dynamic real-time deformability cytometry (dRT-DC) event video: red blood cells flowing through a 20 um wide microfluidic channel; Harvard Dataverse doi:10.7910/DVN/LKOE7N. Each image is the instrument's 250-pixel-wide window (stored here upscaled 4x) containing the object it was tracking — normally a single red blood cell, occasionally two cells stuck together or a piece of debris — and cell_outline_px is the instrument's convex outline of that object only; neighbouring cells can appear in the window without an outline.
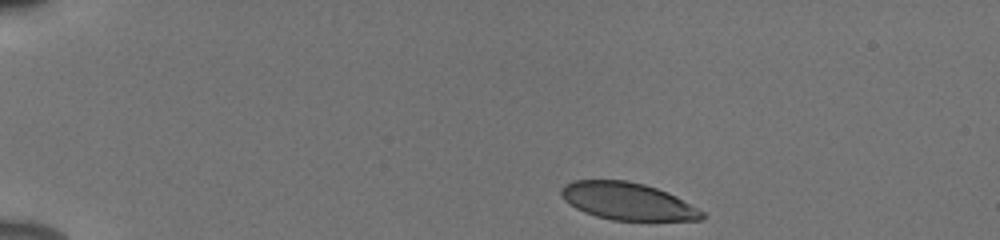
{"species": "human", "species_latin": "Homo sapiens", "temperature_condition": "cold", "stored_images_in_passage": 45, "camera_frame_rate_fps": 3000, "um_per_image_px": 0.085, "donor": {"sex": "male"}, "frame": {"image": 1, "passage_image": 1, "time_ms": 0.0, "image_size_px": [1000, 240], "cell_outline_px": [[704, 216], [700, 220], [612, 220], [596, 216], [584, 212], [576, 208], [564, 200], [560, 192], [560, 188], [564, 184], [572, 180], [628, 180], [644, 184], [668, 192], [676, 196], [704, 212]], "centroid_in_image_um": [53.31, 17.09], "position_along_channel_um": 31.7, "area_um2": 30.58}}
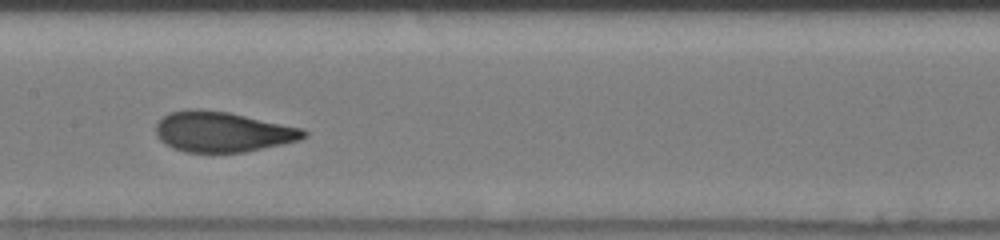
{"frame": {"image": 2, "passage_image": 20, "time_ms": 6.333, "image_size_px": [1000, 240], "cell_outline_px": [[308, 136], [300, 140], [244, 152], [184, 152], [172, 148], [164, 144], [156, 136], [156, 124], [164, 116], [172, 112], [188, 108], [200, 108], [228, 112], [304, 128], [308, 132]], "centroid_in_image_um": [18.91, 11.2], "position_along_channel_um": 188.5, "area_um2": 34.97}}
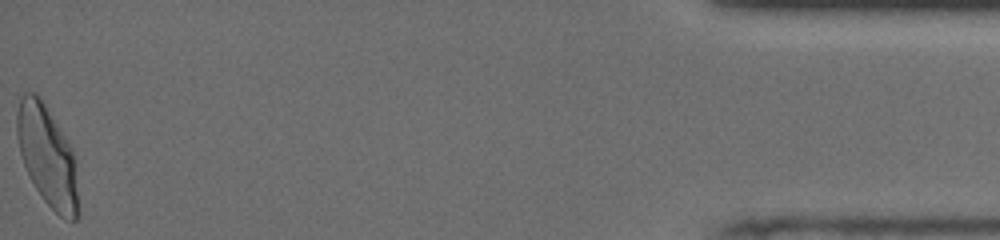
{"frame": {"image": 3, "passage_image": 45, "time_ms": 14.667, "image_size_px": [1000, 240], "cell_outline_px": [[80, 212], [76, 220], [64, 220], [44, 200], [36, 188], [24, 164], [20, 152], [16, 136], [16, 112], [20, 96], [24, 92], [36, 92], [40, 96], [72, 148], [76, 164]], "centroid_in_image_um": [4.04, 13.26], "position_along_channel_um": 431.2, "area_um2": 36.3}, "authors_computed_cell_mechanics": {"area_um2": 34.1598, "velocity_mm_per_s": 3.8661, "shape_relaxation_time_tau1_ms": 3.0362, "shape_relaxation_time_tau2_ms": null, "deformation_change_tau1": 0.1468, "deformation_change_tau2": null}}